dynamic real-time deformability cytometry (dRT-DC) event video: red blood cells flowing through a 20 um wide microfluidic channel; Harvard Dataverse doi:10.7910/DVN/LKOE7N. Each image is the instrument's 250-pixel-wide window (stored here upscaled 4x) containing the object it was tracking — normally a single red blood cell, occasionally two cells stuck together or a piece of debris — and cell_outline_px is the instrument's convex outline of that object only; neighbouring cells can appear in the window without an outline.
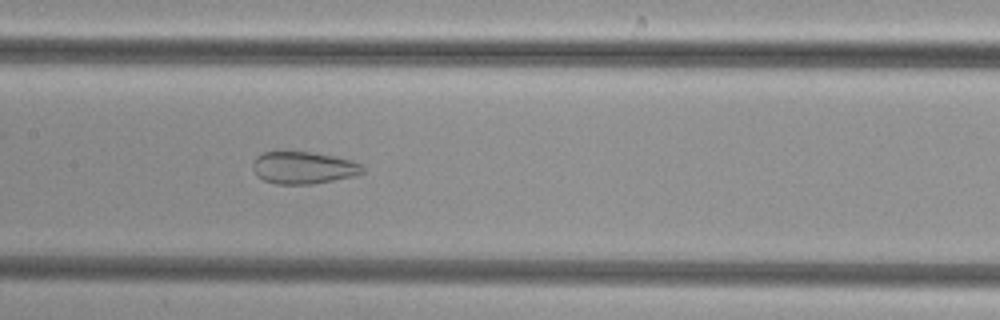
{"species": "common noctule bat (a hibernating species)", "species_latin": "Nyctalus noctula", "temperature_condition": "cold", "stored_images_in_passage": 38, "camera_frame_rate_fps": 3000, "um_per_image_px": 0.085, "animal": {"sex": "female", "body_mass_g": 29.2, "forearm_length_mm": 56.3}, "frame": {"image": 1, "passage_image": 12, "time_ms": 3.667, "image_size_px": [1000, 320], "cell_outline_px": [[364, 172], [356, 176], [312, 184], [276, 184], [264, 180], [256, 176], [252, 168], [252, 164], [256, 156], [264, 152], [308, 152], [332, 156], [352, 160], [360, 164], [364, 168]], "centroid_in_image_um": [25.78, 14.27], "position_along_channel_um": 181.6, "area_um2": 20.63}}
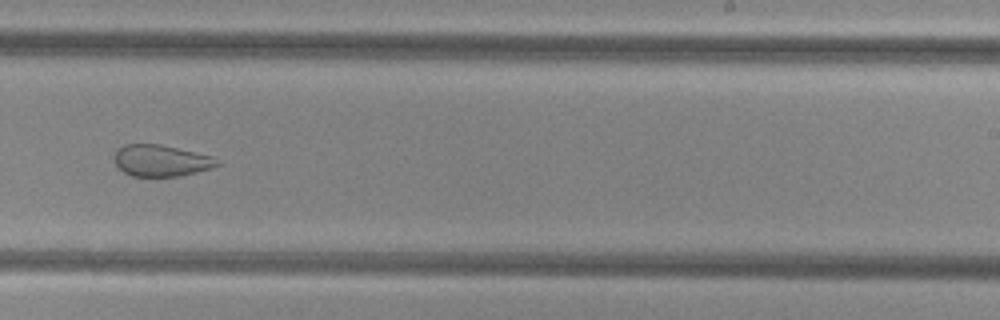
{"frame": {"image": 2, "passage_image": 19, "time_ms": 6.0, "image_size_px": [1000, 320], "cell_outline_px": [[220, 164], [212, 168], [180, 176], [132, 176], [124, 172], [116, 164], [116, 152], [124, 144], [160, 144], [212, 156]], "centroid_in_image_um": [13.71, 13.65], "position_along_channel_um": 275.3, "area_um2": 18.55}}
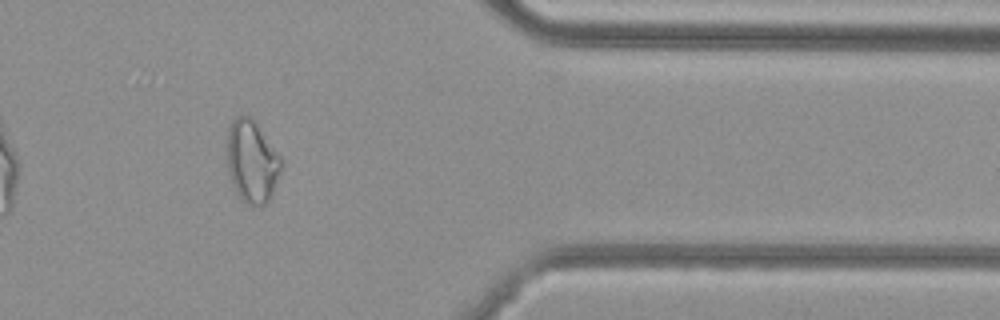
{"frame": {"image": 3, "passage_image": 29, "time_ms": 9.333, "image_size_px": [1000, 320], "cell_outline_px": [[284, 164], [272, 192], [268, 200], [260, 208], [248, 204], [236, 192], [232, 184], [228, 168], [224, 144], [228, 128], [232, 120], [236, 116], [248, 116], [256, 124], [284, 160]], "centroid_in_image_um": [21.39, 13.72], "position_along_channel_um": 390.0, "area_um2": 26.3}}